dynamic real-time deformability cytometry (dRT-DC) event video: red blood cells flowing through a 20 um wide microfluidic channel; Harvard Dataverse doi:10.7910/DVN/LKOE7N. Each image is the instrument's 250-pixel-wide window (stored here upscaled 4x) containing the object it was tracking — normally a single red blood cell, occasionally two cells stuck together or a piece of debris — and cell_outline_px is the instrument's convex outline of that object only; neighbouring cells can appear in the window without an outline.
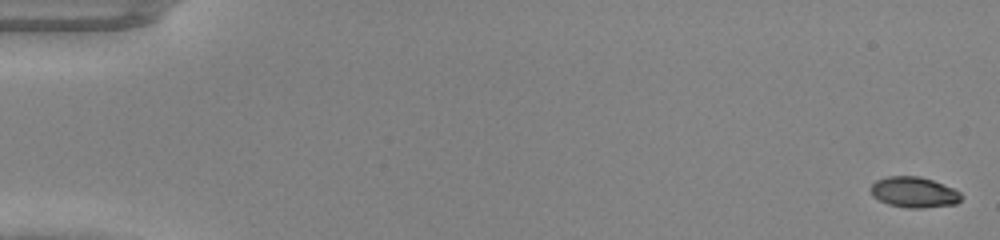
{"species": "common noctule bat (a hibernating species)", "species_latin": "Nyctalus noctula", "temperature_condition": "warm", "stored_images_in_passage": 49, "camera_frame_rate_fps": 3000, "um_per_image_px": 0.085, "animal": {"sex": "male", "body_mass_g": 20.0, "forearm_length_mm": 53.3}, "frame": {"image": 1, "passage_image": 1, "time_ms": 0.0, "image_size_px": [1000, 240], "cell_outline_px": [[964, 196], [956, 204], [924, 208], [908, 208], [888, 204], [872, 196], [872, 184], [876, 180], [888, 176], [920, 176], [932, 180], [952, 188], [960, 192]], "centroid_in_image_um": [77.71, 16.34], "position_along_channel_um": 7.3, "area_um2": 16.13}}
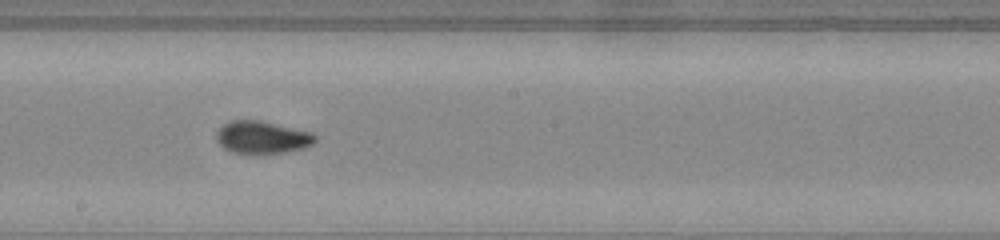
{"frame": {"image": 2, "passage_image": 28, "time_ms": 9.0, "image_size_px": [1000, 240], "cell_outline_px": [[316, 140], [312, 144], [304, 148], [260, 156], [232, 152], [224, 148], [216, 140], [216, 132], [228, 120], [260, 120], [312, 132], [316, 136]], "centroid_in_image_um": [22.26, 11.69], "position_along_channel_um": 225.9, "area_um2": 19.13}}
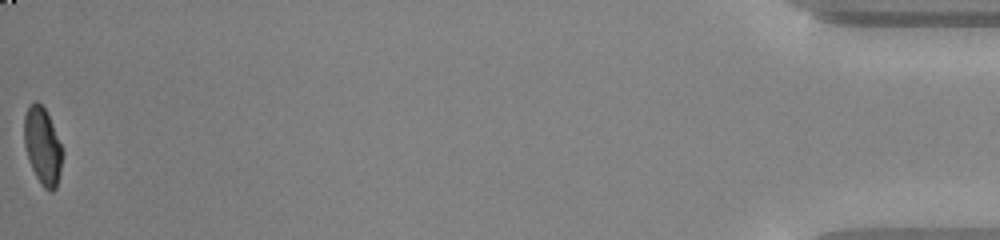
{"frame": {"image": 3, "passage_image": 49, "time_ms": 16.0, "image_size_px": [1000, 240], "cell_outline_px": [[64, 152], [60, 172], [56, 188], [52, 192], [48, 192], [40, 184], [28, 160], [24, 144], [24, 116], [28, 104], [36, 100], [44, 108], [52, 124]], "centroid_in_image_um": [3.61, 12.43], "position_along_channel_um": 431.6, "area_um2": 17.34}}